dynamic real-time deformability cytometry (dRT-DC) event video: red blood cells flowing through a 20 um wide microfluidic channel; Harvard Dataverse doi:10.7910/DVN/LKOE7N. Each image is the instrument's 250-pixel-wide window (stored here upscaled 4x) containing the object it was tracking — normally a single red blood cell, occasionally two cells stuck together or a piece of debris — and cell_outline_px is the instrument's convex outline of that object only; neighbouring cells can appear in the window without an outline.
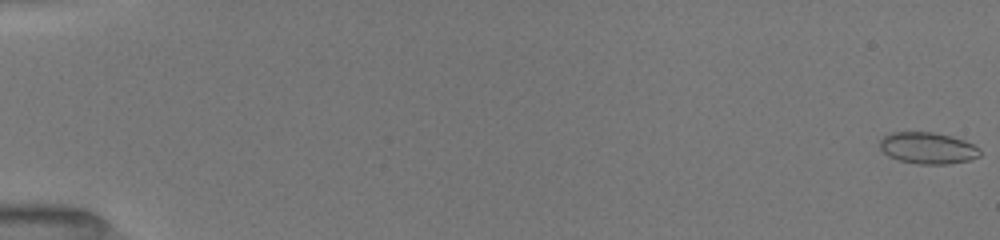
{"species": "common noctule bat (a hibernating species)", "species_latin": "Nyctalus noctula", "temperature_condition": "room temperature", "stored_images_in_passage": 52, "camera_frame_rate_fps": 3000, "um_per_image_px": 0.085, "animal": {"sex": "female", "body_mass_g": 19.5, "forearm_length_mm": 54.1}, "frame": {"image": 1, "passage_image": 1, "time_ms": 0.0, "image_size_px": [1000, 240], "cell_outline_px": [[980, 156], [968, 160], [948, 164], [916, 164], [900, 160], [888, 156], [880, 148], [880, 140], [884, 136], [892, 132], [932, 132], [964, 140], [980, 148]], "centroid_in_image_um": [78.85, 12.59], "position_along_channel_um": 6.2, "area_um2": 18.26}}
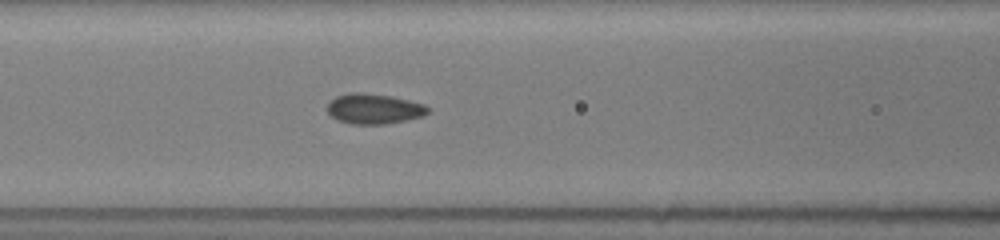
{"frame": {"image": 2, "passage_image": 24, "time_ms": 7.667, "image_size_px": [1000, 240], "cell_outline_px": [[432, 108], [424, 116], [408, 120], [384, 124], [352, 124], [336, 120], [324, 108], [336, 96], [352, 92], [360, 92], [392, 96], [424, 104]], "centroid_in_image_um": [31.8, 9.25], "position_along_channel_um": 134.8, "area_um2": 17.92}}
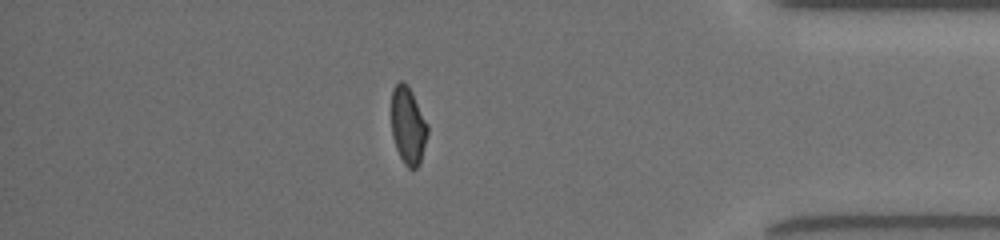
{"frame": {"image": 3, "passage_image": 46, "time_ms": 15.0, "image_size_px": [1000, 240], "cell_outline_px": [[428, 132], [420, 164], [416, 168], [408, 168], [404, 164], [396, 148], [392, 136], [392, 88], [400, 80], [404, 80], [408, 84], [428, 124]], "centroid_in_image_um": [34.69, 10.66], "position_along_channel_um": 400.5, "area_um2": 16.42}, "authors_computed_cell_mechanics": {"area_um2": 17.34, "velocity_mm_per_s": 4.0297, "shape_relaxation_time_tau1_ms": 10.5626, "shape_relaxation_time_tau2_ms": 0.8733, "deformation_change_tau1": 0.1688, "deformation_change_tau2": 0.0403}}